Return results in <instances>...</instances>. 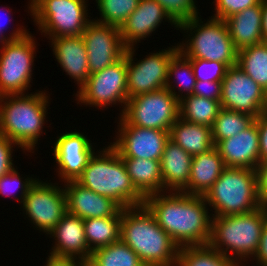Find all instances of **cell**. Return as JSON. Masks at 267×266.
<instances>
[{
  "mask_svg": "<svg viewBox=\"0 0 267 266\" xmlns=\"http://www.w3.org/2000/svg\"><path fill=\"white\" fill-rule=\"evenodd\" d=\"M144 204L179 247L209 243L212 214L203 196L166 191L147 196Z\"/></svg>",
  "mask_w": 267,
  "mask_h": 266,
  "instance_id": "1",
  "label": "cell"
},
{
  "mask_svg": "<svg viewBox=\"0 0 267 266\" xmlns=\"http://www.w3.org/2000/svg\"><path fill=\"white\" fill-rule=\"evenodd\" d=\"M120 239L146 266L177 264L179 246L158 225L145 204L122 209Z\"/></svg>",
  "mask_w": 267,
  "mask_h": 266,
  "instance_id": "2",
  "label": "cell"
},
{
  "mask_svg": "<svg viewBox=\"0 0 267 266\" xmlns=\"http://www.w3.org/2000/svg\"><path fill=\"white\" fill-rule=\"evenodd\" d=\"M43 91L34 94L0 96V134L32 152L43 133L49 97Z\"/></svg>",
  "mask_w": 267,
  "mask_h": 266,
  "instance_id": "3",
  "label": "cell"
},
{
  "mask_svg": "<svg viewBox=\"0 0 267 266\" xmlns=\"http://www.w3.org/2000/svg\"><path fill=\"white\" fill-rule=\"evenodd\" d=\"M76 182L111 198L123 209L145 203V198L132 184L121 156L110 144L93 154Z\"/></svg>",
  "mask_w": 267,
  "mask_h": 266,
  "instance_id": "4",
  "label": "cell"
},
{
  "mask_svg": "<svg viewBox=\"0 0 267 266\" xmlns=\"http://www.w3.org/2000/svg\"><path fill=\"white\" fill-rule=\"evenodd\" d=\"M212 217L208 244L224 256L244 265L241 261H248L257 252L267 222V206L262 205L249 213Z\"/></svg>",
  "mask_w": 267,
  "mask_h": 266,
  "instance_id": "5",
  "label": "cell"
},
{
  "mask_svg": "<svg viewBox=\"0 0 267 266\" xmlns=\"http://www.w3.org/2000/svg\"><path fill=\"white\" fill-rule=\"evenodd\" d=\"M212 207V216L249 213L262 206L258 195L257 171L250 168H225L203 196Z\"/></svg>",
  "mask_w": 267,
  "mask_h": 266,
  "instance_id": "6",
  "label": "cell"
},
{
  "mask_svg": "<svg viewBox=\"0 0 267 266\" xmlns=\"http://www.w3.org/2000/svg\"><path fill=\"white\" fill-rule=\"evenodd\" d=\"M209 19L203 23L198 16L178 25V30L180 28L186 33L190 32L186 43L182 41V44L178 45L179 51L188 59L218 61L228 67L236 65L238 50L233 44L226 23L221 19Z\"/></svg>",
  "mask_w": 267,
  "mask_h": 266,
  "instance_id": "7",
  "label": "cell"
},
{
  "mask_svg": "<svg viewBox=\"0 0 267 266\" xmlns=\"http://www.w3.org/2000/svg\"><path fill=\"white\" fill-rule=\"evenodd\" d=\"M30 15L47 38L82 35L92 21L85 0H30ZM87 7V8H86Z\"/></svg>",
  "mask_w": 267,
  "mask_h": 266,
  "instance_id": "8",
  "label": "cell"
},
{
  "mask_svg": "<svg viewBox=\"0 0 267 266\" xmlns=\"http://www.w3.org/2000/svg\"><path fill=\"white\" fill-rule=\"evenodd\" d=\"M121 117L129 124L170 132L179 118V100L165 87L127 100Z\"/></svg>",
  "mask_w": 267,
  "mask_h": 266,
  "instance_id": "9",
  "label": "cell"
},
{
  "mask_svg": "<svg viewBox=\"0 0 267 266\" xmlns=\"http://www.w3.org/2000/svg\"><path fill=\"white\" fill-rule=\"evenodd\" d=\"M36 41L31 34L7 41L0 50V96L25 94L32 80Z\"/></svg>",
  "mask_w": 267,
  "mask_h": 266,
  "instance_id": "10",
  "label": "cell"
},
{
  "mask_svg": "<svg viewBox=\"0 0 267 266\" xmlns=\"http://www.w3.org/2000/svg\"><path fill=\"white\" fill-rule=\"evenodd\" d=\"M77 104L90 107H112L117 105L123 106L120 116L123 114L127 100V55L117 61L115 64L104 68L103 70L90 74L87 82L77 91L75 95ZM78 97V98H77ZM124 104V105H123Z\"/></svg>",
  "mask_w": 267,
  "mask_h": 266,
  "instance_id": "11",
  "label": "cell"
},
{
  "mask_svg": "<svg viewBox=\"0 0 267 266\" xmlns=\"http://www.w3.org/2000/svg\"><path fill=\"white\" fill-rule=\"evenodd\" d=\"M178 51L177 44L151 55L148 54L135 63L134 47L126 48L128 99L165 88L169 62Z\"/></svg>",
  "mask_w": 267,
  "mask_h": 266,
  "instance_id": "12",
  "label": "cell"
},
{
  "mask_svg": "<svg viewBox=\"0 0 267 266\" xmlns=\"http://www.w3.org/2000/svg\"><path fill=\"white\" fill-rule=\"evenodd\" d=\"M23 211L40 231L47 235L67 213L64 188L37 179L27 192L22 203Z\"/></svg>",
  "mask_w": 267,
  "mask_h": 266,
  "instance_id": "13",
  "label": "cell"
},
{
  "mask_svg": "<svg viewBox=\"0 0 267 266\" xmlns=\"http://www.w3.org/2000/svg\"><path fill=\"white\" fill-rule=\"evenodd\" d=\"M220 105L258 118L267 111V93L236 64L222 80Z\"/></svg>",
  "mask_w": 267,
  "mask_h": 266,
  "instance_id": "14",
  "label": "cell"
},
{
  "mask_svg": "<svg viewBox=\"0 0 267 266\" xmlns=\"http://www.w3.org/2000/svg\"><path fill=\"white\" fill-rule=\"evenodd\" d=\"M115 142L110 145L121 158H142L161 161L169 132L129 125L121 116Z\"/></svg>",
  "mask_w": 267,
  "mask_h": 266,
  "instance_id": "15",
  "label": "cell"
},
{
  "mask_svg": "<svg viewBox=\"0 0 267 266\" xmlns=\"http://www.w3.org/2000/svg\"><path fill=\"white\" fill-rule=\"evenodd\" d=\"M88 68L94 74L115 64L126 52L121 39L120 28L99 23L92 19L83 31Z\"/></svg>",
  "mask_w": 267,
  "mask_h": 266,
  "instance_id": "16",
  "label": "cell"
},
{
  "mask_svg": "<svg viewBox=\"0 0 267 266\" xmlns=\"http://www.w3.org/2000/svg\"><path fill=\"white\" fill-rule=\"evenodd\" d=\"M77 131L62 133L54 143L58 176L63 182L76 181L95 153L91 141Z\"/></svg>",
  "mask_w": 267,
  "mask_h": 266,
  "instance_id": "17",
  "label": "cell"
},
{
  "mask_svg": "<svg viewBox=\"0 0 267 266\" xmlns=\"http://www.w3.org/2000/svg\"><path fill=\"white\" fill-rule=\"evenodd\" d=\"M259 132L257 118L236 136L218 141V150L227 168H250L256 170L260 163Z\"/></svg>",
  "mask_w": 267,
  "mask_h": 266,
  "instance_id": "18",
  "label": "cell"
},
{
  "mask_svg": "<svg viewBox=\"0 0 267 266\" xmlns=\"http://www.w3.org/2000/svg\"><path fill=\"white\" fill-rule=\"evenodd\" d=\"M64 184L68 213L82 219L121 217L123 208L111 198L97 194L76 181Z\"/></svg>",
  "mask_w": 267,
  "mask_h": 266,
  "instance_id": "19",
  "label": "cell"
},
{
  "mask_svg": "<svg viewBox=\"0 0 267 266\" xmlns=\"http://www.w3.org/2000/svg\"><path fill=\"white\" fill-rule=\"evenodd\" d=\"M163 19L178 28L168 13L156 0H140L138 7L120 27L121 39L126 48L134 47L141 39L158 28Z\"/></svg>",
  "mask_w": 267,
  "mask_h": 266,
  "instance_id": "20",
  "label": "cell"
},
{
  "mask_svg": "<svg viewBox=\"0 0 267 266\" xmlns=\"http://www.w3.org/2000/svg\"><path fill=\"white\" fill-rule=\"evenodd\" d=\"M84 231V219L67 212L49 234L55 239L50 254L74 257L87 263L92 252Z\"/></svg>",
  "mask_w": 267,
  "mask_h": 266,
  "instance_id": "21",
  "label": "cell"
},
{
  "mask_svg": "<svg viewBox=\"0 0 267 266\" xmlns=\"http://www.w3.org/2000/svg\"><path fill=\"white\" fill-rule=\"evenodd\" d=\"M51 47L56 60L80 89L90 75L87 51L82 35L51 38Z\"/></svg>",
  "mask_w": 267,
  "mask_h": 266,
  "instance_id": "22",
  "label": "cell"
},
{
  "mask_svg": "<svg viewBox=\"0 0 267 266\" xmlns=\"http://www.w3.org/2000/svg\"><path fill=\"white\" fill-rule=\"evenodd\" d=\"M192 160L193 156L172 140L166 142L160 161L163 192H181L188 185Z\"/></svg>",
  "mask_w": 267,
  "mask_h": 266,
  "instance_id": "23",
  "label": "cell"
},
{
  "mask_svg": "<svg viewBox=\"0 0 267 266\" xmlns=\"http://www.w3.org/2000/svg\"><path fill=\"white\" fill-rule=\"evenodd\" d=\"M225 168L223 159L215 146L205 153L193 156L189 182L181 192L204 196Z\"/></svg>",
  "mask_w": 267,
  "mask_h": 266,
  "instance_id": "24",
  "label": "cell"
},
{
  "mask_svg": "<svg viewBox=\"0 0 267 266\" xmlns=\"http://www.w3.org/2000/svg\"><path fill=\"white\" fill-rule=\"evenodd\" d=\"M224 22L237 50L264 42L261 2L226 18Z\"/></svg>",
  "mask_w": 267,
  "mask_h": 266,
  "instance_id": "25",
  "label": "cell"
},
{
  "mask_svg": "<svg viewBox=\"0 0 267 266\" xmlns=\"http://www.w3.org/2000/svg\"><path fill=\"white\" fill-rule=\"evenodd\" d=\"M169 139L191 156L205 153L214 147L211 127L189 123L181 118L171 126Z\"/></svg>",
  "mask_w": 267,
  "mask_h": 266,
  "instance_id": "26",
  "label": "cell"
},
{
  "mask_svg": "<svg viewBox=\"0 0 267 266\" xmlns=\"http://www.w3.org/2000/svg\"><path fill=\"white\" fill-rule=\"evenodd\" d=\"M136 190L146 198L163 192L160 161L142 158H122Z\"/></svg>",
  "mask_w": 267,
  "mask_h": 266,
  "instance_id": "27",
  "label": "cell"
},
{
  "mask_svg": "<svg viewBox=\"0 0 267 266\" xmlns=\"http://www.w3.org/2000/svg\"><path fill=\"white\" fill-rule=\"evenodd\" d=\"M220 109V101L192 94L180 99L179 118L189 123L212 127Z\"/></svg>",
  "mask_w": 267,
  "mask_h": 266,
  "instance_id": "28",
  "label": "cell"
},
{
  "mask_svg": "<svg viewBox=\"0 0 267 266\" xmlns=\"http://www.w3.org/2000/svg\"><path fill=\"white\" fill-rule=\"evenodd\" d=\"M121 217L84 219V232L91 252L108 246L120 239Z\"/></svg>",
  "mask_w": 267,
  "mask_h": 266,
  "instance_id": "29",
  "label": "cell"
},
{
  "mask_svg": "<svg viewBox=\"0 0 267 266\" xmlns=\"http://www.w3.org/2000/svg\"><path fill=\"white\" fill-rule=\"evenodd\" d=\"M237 65L267 93V42L238 50Z\"/></svg>",
  "mask_w": 267,
  "mask_h": 266,
  "instance_id": "30",
  "label": "cell"
},
{
  "mask_svg": "<svg viewBox=\"0 0 267 266\" xmlns=\"http://www.w3.org/2000/svg\"><path fill=\"white\" fill-rule=\"evenodd\" d=\"M243 266L207 245L179 247L176 266Z\"/></svg>",
  "mask_w": 267,
  "mask_h": 266,
  "instance_id": "31",
  "label": "cell"
},
{
  "mask_svg": "<svg viewBox=\"0 0 267 266\" xmlns=\"http://www.w3.org/2000/svg\"><path fill=\"white\" fill-rule=\"evenodd\" d=\"M87 264L89 266H146L121 239L93 251Z\"/></svg>",
  "mask_w": 267,
  "mask_h": 266,
  "instance_id": "32",
  "label": "cell"
},
{
  "mask_svg": "<svg viewBox=\"0 0 267 266\" xmlns=\"http://www.w3.org/2000/svg\"><path fill=\"white\" fill-rule=\"evenodd\" d=\"M172 76L175 77L173 78ZM170 78L171 79L173 78L174 81L172 82ZM175 79L177 82L175 81ZM196 81L197 80L193 73L191 61L186 56H184L180 51H178L172 57L168 65L166 88L180 101V99H182L183 97L193 94ZM175 82L177 84L176 88L178 87L177 89L178 92L175 91L176 90L175 85L174 86L172 85Z\"/></svg>",
  "mask_w": 267,
  "mask_h": 266,
  "instance_id": "33",
  "label": "cell"
},
{
  "mask_svg": "<svg viewBox=\"0 0 267 266\" xmlns=\"http://www.w3.org/2000/svg\"><path fill=\"white\" fill-rule=\"evenodd\" d=\"M255 119V117L246 113L221 108L211 127L213 144L236 136L248 128Z\"/></svg>",
  "mask_w": 267,
  "mask_h": 266,
  "instance_id": "34",
  "label": "cell"
},
{
  "mask_svg": "<svg viewBox=\"0 0 267 266\" xmlns=\"http://www.w3.org/2000/svg\"><path fill=\"white\" fill-rule=\"evenodd\" d=\"M140 0H96L100 19L95 21L120 28L131 13L138 7Z\"/></svg>",
  "mask_w": 267,
  "mask_h": 266,
  "instance_id": "35",
  "label": "cell"
},
{
  "mask_svg": "<svg viewBox=\"0 0 267 266\" xmlns=\"http://www.w3.org/2000/svg\"><path fill=\"white\" fill-rule=\"evenodd\" d=\"M197 81L222 82L228 66L218 61L189 59Z\"/></svg>",
  "mask_w": 267,
  "mask_h": 266,
  "instance_id": "36",
  "label": "cell"
},
{
  "mask_svg": "<svg viewBox=\"0 0 267 266\" xmlns=\"http://www.w3.org/2000/svg\"><path fill=\"white\" fill-rule=\"evenodd\" d=\"M168 13L171 19L179 25L198 17V9L194 0H156Z\"/></svg>",
  "mask_w": 267,
  "mask_h": 266,
  "instance_id": "37",
  "label": "cell"
},
{
  "mask_svg": "<svg viewBox=\"0 0 267 266\" xmlns=\"http://www.w3.org/2000/svg\"><path fill=\"white\" fill-rule=\"evenodd\" d=\"M19 175L20 174L15 168L11 172L3 175L0 178V194L11 196L12 192H15L20 187V196L17 195L16 198L22 205L24 197L26 196L32 185L37 181V178L27 177L26 179L24 178V180H21L23 178H21V176Z\"/></svg>",
  "mask_w": 267,
  "mask_h": 266,
  "instance_id": "38",
  "label": "cell"
},
{
  "mask_svg": "<svg viewBox=\"0 0 267 266\" xmlns=\"http://www.w3.org/2000/svg\"><path fill=\"white\" fill-rule=\"evenodd\" d=\"M216 13L211 16L215 19L225 20L226 18L245 10L248 7L257 5L261 0H214Z\"/></svg>",
  "mask_w": 267,
  "mask_h": 266,
  "instance_id": "39",
  "label": "cell"
},
{
  "mask_svg": "<svg viewBox=\"0 0 267 266\" xmlns=\"http://www.w3.org/2000/svg\"><path fill=\"white\" fill-rule=\"evenodd\" d=\"M15 145L18 146L5 135L0 134V178L15 168L12 160Z\"/></svg>",
  "mask_w": 267,
  "mask_h": 266,
  "instance_id": "40",
  "label": "cell"
},
{
  "mask_svg": "<svg viewBox=\"0 0 267 266\" xmlns=\"http://www.w3.org/2000/svg\"><path fill=\"white\" fill-rule=\"evenodd\" d=\"M222 82L196 81L193 95L220 101Z\"/></svg>",
  "mask_w": 267,
  "mask_h": 266,
  "instance_id": "41",
  "label": "cell"
},
{
  "mask_svg": "<svg viewBox=\"0 0 267 266\" xmlns=\"http://www.w3.org/2000/svg\"><path fill=\"white\" fill-rule=\"evenodd\" d=\"M259 132L260 162L267 160V111L257 118Z\"/></svg>",
  "mask_w": 267,
  "mask_h": 266,
  "instance_id": "42",
  "label": "cell"
},
{
  "mask_svg": "<svg viewBox=\"0 0 267 266\" xmlns=\"http://www.w3.org/2000/svg\"><path fill=\"white\" fill-rule=\"evenodd\" d=\"M258 195L262 205H267V160L259 163L257 169Z\"/></svg>",
  "mask_w": 267,
  "mask_h": 266,
  "instance_id": "43",
  "label": "cell"
},
{
  "mask_svg": "<svg viewBox=\"0 0 267 266\" xmlns=\"http://www.w3.org/2000/svg\"><path fill=\"white\" fill-rule=\"evenodd\" d=\"M86 263L74 257L48 255L45 266H84Z\"/></svg>",
  "mask_w": 267,
  "mask_h": 266,
  "instance_id": "44",
  "label": "cell"
},
{
  "mask_svg": "<svg viewBox=\"0 0 267 266\" xmlns=\"http://www.w3.org/2000/svg\"><path fill=\"white\" fill-rule=\"evenodd\" d=\"M254 259H256L258 266H267V222L263 227L259 246L253 257V260Z\"/></svg>",
  "mask_w": 267,
  "mask_h": 266,
  "instance_id": "45",
  "label": "cell"
},
{
  "mask_svg": "<svg viewBox=\"0 0 267 266\" xmlns=\"http://www.w3.org/2000/svg\"><path fill=\"white\" fill-rule=\"evenodd\" d=\"M27 33H29L28 30H26L24 27H18L16 28L15 30H13L12 33L9 34V37L7 35V38H6V35L4 36L3 34H0V43H1V46L6 43L7 41H10V40H14V39H18V38H22L24 37Z\"/></svg>",
  "mask_w": 267,
  "mask_h": 266,
  "instance_id": "46",
  "label": "cell"
},
{
  "mask_svg": "<svg viewBox=\"0 0 267 266\" xmlns=\"http://www.w3.org/2000/svg\"><path fill=\"white\" fill-rule=\"evenodd\" d=\"M262 5V25L261 32L264 42H267V0H261Z\"/></svg>",
  "mask_w": 267,
  "mask_h": 266,
  "instance_id": "47",
  "label": "cell"
},
{
  "mask_svg": "<svg viewBox=\"0 0 267 266\" xmlns=\"http://www.w3.org/2000/svg\"><path fill=\"white\" fill-rule=\"evenodd\" d=\"M6 14H7V12H6ZM0 17H1V16H0ZM6 17H8V19H9V21H10L9 14H8ZM0 22H1V21H0ZM4 27H5V26H3V23L1 22V24H0V34H2V33L5 34L4 31H3V30L5 29ZM2 29H3V30H2Z\"/></svg>",
  "mask_w": 267,
  "mask_h": 266,
  "instance_id": "48",
  "label": "cell"
}]
</instances>
